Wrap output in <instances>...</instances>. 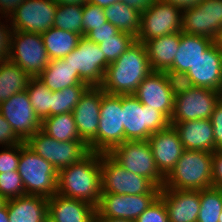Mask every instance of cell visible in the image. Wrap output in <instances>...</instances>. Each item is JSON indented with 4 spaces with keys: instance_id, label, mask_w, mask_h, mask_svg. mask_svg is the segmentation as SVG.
<instances>
[{
    "instance_id": "obj_33",
    "label": "cell",
    "mask_w": 222,
    "mask_h": 222,
    "mask_svg": "<svg viewBox=\"0 0 222 222\" xmlns=\"http://www.w3.org/2000/svg\"><path fill=\"white\" fill-rule=\"evenodd\" d=\"M26 91L38 118L42 121L51 117L52 91L37 77H31Z\"/></svg>"
},
{
    "instance_id": "obj_18",
    "label": "cell",
    "mask_w": 222,
    "mask_h": 222,
    "mask_svg": "<svg viewBox=\"0 0 222 222\" xmlns=\"http://www.w3.org/2000/svg\"><path fill=\"white\" fill-rule=\"evenodd\" d=\"M104 94L100 86H89L72 112L77 132L87 146L97 136L101 99Z\"/></svg>"
},
{
    "instance_id": "obj_49",
    "label": "cell",
    "mask_w": 222,
    "mask_h": 222,
    "mask_svg": "<svg viewBox=\"0 0 222 222\" xmlns=\"http://www.w3.org/2000/svg\"><path fill=\"white\" fill-rule=\"evenodd\" d=\"M129 7L137 9L139 12H144L148 7L153 5L158 0H121Z\"/></svg>"
},
{
    "instance_id": "obj_44",
    "label": "cell",
    "mask_w": 222,
    "mask_h": 222,
    "mask_svg": "<svg viewBox=\"0 0 222 222\" xmlns=\"http://www.w3.org/2000/svg\"><path fill=\"white\" fill-rule=\"evenodd\" d=\"M214 131L215 151L222 150V104L217 103L210 118Z\"/></svg>"
},
{
    "instance_id": "obj_2",
    "label": "cell",
    "mask_w": 222,
    "mask_h": 222,
    "mask_svg": "<svg viewBox=\"0 0 222 222\" xmlns=\"http://www.w3.org/2000/svg\"><path fill=\"white\" fill-rule=\"evenodd\" d=\"M58 194L97 207L101 190V153L90 151L73 165L58 172Z\"/></svg>"
},
{
    "instance_id": "obj_20",
    "label": "cell",
    "mask_w": 222,
    "mask_h": 222,
    "mask_svg": "<svg viewBox=\"0 0 222 222\" xmlns=\"http://www.w3.org/2000/svg\"><path fill=\"white\" fill-rule=\"evenodd\" d=\"M159 172L166 177L184 152L183 143L172 125L153 133L147 140Z\"/></svg>"
},
{
    "instance_id": "obj_47",
    "label": "cell",
    "mask_w": 222,
    "mask_h": 222,
    "mask_svg": "<svg viewBox=\"0 0 222 222\" xmlns=\"http://www.w3.org/2000/svg\"><path fill=\"white\" fill-rule=\"evenodd\" d=\"M212 187L222 190V150L212 153Z\"/></svg>"
},
{
    "instance_id": "obj_58",
    "label": "cell",
    "mask_w": 222,
    "mask_h": 222,
    "mask_svg": "<svg viewBox=\"0 0 222 222\" xmlns=\"http://www.w3.org/2000/svg\"><path fill=\"white\" fill-rule=\"evenodd\" d=\"M218 222H222V211H221V213H220V215H219Z\"/></svg>"
},
{
    "instance_id": "obj_51",
    "label": "cell",
    "mask_w": 222,
    "mask_h": 222,
    "mask_svg": "<svg viewBox=\"0 0 222 222\" xmlns=\"http://www.w3.org/2000/svg\"><path fill=\"white\" fill-rule=\"evenodd\" d=\"M121 0H88V3L97 5L101 8L108 7L116 2H120Z\"/></svg>"
},
{
    "instance_id": "obj_45",
    "label": "cell",
    "mask_w": 222,
    "mask_h": 222,
    "mask_svg": "<svg viewBox=\"0 0 222 222\" xmlns=\"http://www.w3.org/2000/svg\"><path fill=\"white\" fill-rule=\"evenodd\" d=\"M22 142L14 133L11 128V125L0 113V145L3 148L4 146H13L17 143Z\"/></svg>"
},
{
    "instance_id": "obj_6",
    "label": "cell",
    "mask_w": 222,
    "mask_h": 222,
    "mask_svg": "<svg viewBox=\"0 0 222 222\" xmlns=\"http://www.w3.org/2000/svg\"><path fill=\"white\" fill-rule=\"evenodd\" d=\"M101 190L111 194H160L157 187L146 177L132 173L118 164L108 153H101Z\"/></svg>"
},
{
    "instance_id": "obj_35",
    "label": "cell",
    "mask_w": 222,
    "mask_h": 222,
    "mask_svg": "<svg viewBox=\"0 0 222 222\" xmlns=\"http://www.w3.org/2000/svg\"><path fill=\"white\" fill-rule=\"evenodd\" d=\"M88 85H72L61 91H52L51 116L73 112Z\"/></svg>"
},
{
    "instance_id": "obj_28",
    "label": "cell",
    "mask_w": 222,
    "mask_h": 222,
    "mask_svg": "<svg viewBox=\"0 0 222 222\" xmlns=\"http://www.w3.org/2000/svg\"><path fill=\"white\" fill-rule=\"evenodd\" d=\"M51 91H61L72 85H87L77 71L64 59L50 60L47 67L37 76Z\"/></svg>"
},
{
    "instance_id": "obj_56",
    "label": "cell",
    "mask_w": 222,
    "mask_h": 222,
    "mask_svg": "<svg viewBox=\"0 0 222 222\" xmlns=\"http://www.w3.org/2000/svg\"><path fill=\"white\" fill-rule=\"evenodd\" d=\"M216 42L218 43L220 49L222 50V31L219 34V38L216 40Z\"/></svg>"
},
{
    "instance_id": "obj_43",
    "label": "cell",
    "mask_w": 222,
    "mask_h": 222,
    "mask_svg": "<svg viewBox=\"0 0 222 222\" xmlns=\"http://www.w3.org/2000/svg\"><path fill=\"white\" fill-rule=\"evenodd\" d=\"M118 32L119 30L114 25L106 22L91 30L85 37L94 43L100 44L107 38H113Z\"/></svg>"
},
{
    "instance_id": "obj_32",
    "label": "cell",
    "mask_w": 222,
    "mask_h": 222,
    "mask_svg": "<svg viewBox=\"0 0 222 222\" xmlns=\"http://www.w3.org/2000/svg\"><path fill=\"white\" fill-rule=\"evenodd\" d=\"M41 130L59 142L81 140L72 112L43 119Z\"/></svg>"
},
{
    "instance_id": "obj_25",
    "label": "cell",
    "mask_w": 222,
    "mask_h": 222,
    "mask_svg": "<svg viewBox=\"0 0 222 222\" xmlns=\"http://www.w3.org/2000/svg\"><path fill=\"white\" fill-rule=\"evenodd\" d=\"M9 222H47L48 198L24 195L6 201Z\"/></svg>"
},
{
    "instance_id": "obj_5",
    "label": "cell",
    "mask_w": 222,
    "mask_h": 222,
    "mask_svg": "<svg viewBox=\"0 0 222 222\" xmlns=\"http://www.w3.org/2000/svg\"><path fill=\"white\" fill-rule=\"evenodd\" d=\"M124 141H147L170 121L155 108L142 104L133 94L122 95Z\"/></svg>"
},
{
    "instance_id": "obj_53",
    "label": "cell",
    "mask_w": 222,
    "mask_h": 222,
    "mask_svg": "<svg viewBox=\"0 0 222 222\" xmlns=\"http://www.w3.org/2000/svg\"><path fill=\"white\" fill-rule=\"evenodd\" d=\"M94 222H135V221L127 220V219H118V218H104L96 214L94 218Z\"/></svg>"
},
{
    "instance_id": "obj_4",
    "label": "cell",
    "mask_w": 222,
    "mask_h": 222,
    "mask_svg": "<svg viewBox=\"0 0 222 222\" xmlns=\"http://www.w3.org/2000/svg\"><path fill=\"white\" fill-rule=\"evenodd\" d=\"M17 170L22 178L26 195L50 198L58 193V171L23 141L20 142Z\"/></svg>"
},
{
    "instance_id": "obj_13",
    "label": "cell",
    "mask_w": 222,
    "mask_h": 222,
    "mask_svg": "<svg viewBox=\"0 0 222 222\" xmlns=\"http://www.w3.org/2000/svg\"><path fill=\"white\" fill-rule=\"evenodd\" d=\"M222 31V0H203L182 11L181 32L216 41Z\"/></svg>"
},
{
    "instance_id": "obj_24",
    "label": "cell",
    "mask_w": 222,
    "mask_h": 222,
    "mask_svg": "<svg viewBox=\"0 0 222 222\" xmlns=\"http://www.w3.org/2000/svg\"><path fill=\"white\" fill-rule=\"evenodd\" d=\"M179 135L185 150L215 151V140L210 119L178 122L172 125Z\"/></svg>"
},
{
    "instance_id": "obj_1",
    "label": "cell",
    "mask_w": 222,
    "mask_h": 222,
    "mask_svg": "<svg viewBox=\"0 0 222 222\" xmlns=\"http://www.w3.org/2000/svg\"><path fill=\"white\" fill-rule=\"evenodd\" d=\"M152 71L144 43L135 40L116 61L107 66L100 87L107 94H134Z\"/></svg>"
},
{
    "instance_id": "obj_14",
    "label": "cell",
    "mask_w": 222,
    "mask_h": 222,
    "mask_svg": "<svg viewBox=\"0 0 222 222\" xmlns=\"http://www.w3.org/2000/svg\"><path fill=\"white\" fill-rule=\"evenodd\" d=\"M57 4L53 0H26L9 17L13 30L42 34L54 25Z\"/></svg>"
},
{
    "instance_id": "obj_54",
    "label": "cell",
    "mask_w": 222,
    "mask_h": 222,
    "mask_svg": "<svg viewBox=\"0 0 222 222\" xmlns=\"http://www.w3.org/2000/svg\"><path fill=\"white\" fill-rule=\"evenodd\" d=\"M0 222H9L7 204L0 207Z\"/></svg>"
},
{
    "instance_id": "obj_22",
    "label": "cell",
    "mask_w": 222,
    "mask_h": 222,
    "mask_svg": "<svg viewBox=\"0 0 222 222\" xmlns=\"http://www.w3.org/2000/svg\"><path fill=\"white\" fill-rule=\"evenodd\" d=\"M194 87L217 91L222 79V50L215 41L186 72Z\"/></svg>"
},
{
    "instance_id": "obj_29",
    "label": "cell",
    "mask_w": 222,
    "mask_h": 222,
    "mask_svg": "<svg viewBox=\"0 0 222 222\" xmlns=\"http://www.w3.org/2000/svg\"><path fill=\"white\" fill-rule=\"evenodd\" d=\"M104 13L107 22L114 25L120 32L137 38L140 31L141 12L120 1L105 7Z\"/></svg>"
},
{
    "instance_id": "obj_16",
    "label": "cell",
    "mask_w": 222,
    "mask_h": 222,
    "mask_svg": "<svg viewBox=\"0 0 222 222\" xmlns=\"http://www.w3.org/2000/svg\"><path fill=\"white\" fill-rule=\"evenodd\" d=\"M0 113L11 125L15 135L23 142L41 129V120L36 115L26 90L0 103Z\"/></svg>"
},
{
    "instance_id": "obj_48",
    "label": "cell",
    "mask_w": 222,
    "mask_h": 222,
    "mask_svg": "<svg viewBox=\"0 0 222 222\" xmlns=\"http://www.w3.org/2000/svg\"><path fill=\"white\" fill-rule=\"evenodd\" d=\"M26 0H0L1 18H8Z\"/></svg>"
},
{
    "instance_id": "obj_50",
    "label": "cell",
    "mask_w": 222,
    "mask_h": 222,
    "mask_svg": "<svg viewBox=\"0 0 222 222\" xmlns=\"http://www.w3.org/2000/svg\"><path fill=\"white\" fill-rule=\"evenodd\" d=\"M160 1L172 4L183 11L185 9L199 5L203 0H160Z\"/></svg>"
},
{
    "instance_id": "obj_34",
    "label": "cell",
    "mask_w": 222,
    "mask_h": 222,
    "mask_svg": "<svg viewBox=\"0 0 222 222\" xmlns=\"http://www.w3.org/2000/svg\"><path fill=\"white\" fill-rule=\"evenodd\" d=\"M83 5H58L53 27L83 36Z\"/></svg>"
},
{
    "instance_id": "obj_26",
    "label": "cell",
    "mask_w": 222,
    "mask_h": 222,
    "mask_svg": "<svg viewBox=\"0 0 222 222\" xmlns=\"http://www.w3.org/2000/svg\"><path fill=\"white\" fill-rule=\"evenodd\" d=\"M180 44V32L156 37L144 43L153 71L169 69Z\"/></svg>"
},
{
    "instance_id": "obj_23",
    "label": "cell",
    "mask_w": 222,
    "mask_h": 222,
    "mask_svg": "<svg viewBox=\"0 0 222 222\" xmlns=\"http://www.w3.org/2000/svg\"><path fill=\"white\" fill-rule=\"evenodd\" d=\"M96 207L56 193L48 198L49 222H94Z\"/></svg>"
},
{
    "instance_id": "obj_27",
    "label": "cell",
    "mask_w": 222,
    "mask_h": 222,
    "mask_svg": "<svg viewBox=\"0 0 222 222\" xmlns=\"http://www.w3.org/2000/svg\"><path fill=\"white\" fill-rule=\"evenodd\" d=\"M214 42L210 38L180 32L178 51L169 69L187 72Z\"/></svg>"
},
{
    "instance_id": "obj_12",
    "label": "cell",
    "mask_w": 222,
    "mask_h": 222,
    "mask_svg": "<svg viewBox=\"0 0 222 222\" xmlns=\"http://www.w3.org/2000/svg\"><path fill=\"white\" fill-rule=\"evenodd\" d=\"M182 10L172 4L156 1L141 13L136 41L145 43L156 37L181 32Z\"/></svg>"
},
{
    "instance_id": "obj_40",
    "label": "cell",
    "mask_w": 222,
    "mask_h": 222,
    "mask_svg": "<svg viewBox=\"0 0 222 222\" xmlns=\"http://www.w3.org/2000/svg\"><path fill=\"white\" fill-rule=\"evenodd\" d=\"M83 36H86L91 30L107 22L104 8L87 3L83 5Z\"/></svg>"
},
{
    "instance_id": "obj_37",
    "label": "cell",
    "mask_w": 222,
    "mask_h": 222,
    "mask_svg": "<svg viewBox=\"0 0 222 222\" xmlns=\"http://www.w3.org/2000/svg\"><path fill=\"white\" fill-rule=\"evenodd\" d=\"M135 40L136 38L132 35L119 31L113 38H107L98 45L110 64L116 61Z\"/></svg>"
},
{
    "instance_id": "obj_55",
    "label": "cell",
    "mask_w": 222,
    "mask_h": 222,
    "mask_svg": "<svg viewBox=\"0 0 222 222\" xmlns=\"http://www.w3.org/2000/svg\"><path fill=\"white\" fill-rule=\"evenodd\" d=\"M217 94H218V102L222 104V79L219 88L217 90Z\"/></svg>"
},
{
    "instance_id": "obj_21",
    "label": "cell",
    "mask_w": 222,
    "mask_h": 222,
    "mask_svg": "<svg viewBox=\"0 0 222 222\" xmlns=\"http://www.w3.org/2000/svg\"><path fill=\"white\" fill-rule=\"evenodd\" d=\"M169 222H197L200 210V190L161 188Z\"/></svg>"
},
{
    "instance_id": "obj_31",
    "label": "cell",
    "mask_w": 222,
    "mask_h": 222,
    "mask_svg": "<svg viewBox=\"0 0 222 222\" xmlns=\"http://www.w3.org/2000/svg\"><path fill=\"white\" fill-rule=\"evenodd\" d=\"M31 77L8 59L0 62V103L26 90Z\"/></svg>"
},
{
    "instance_id": "obj_41",
    "label": "cell",
    "mask_w": 222,
    "mask_h": 222,
    "mask_svg": "<svg viewBox=\"0 0 222 222\" xmlns=\"http://www.w3.org/2000/svg\"><path fill=\"white\" fill-rule=\"evenodd\" d=\"M135 222H169L164 201L158 197Z\"/></svg>"
},
{
    "instance_id": "obj_42",
    "label": "cell",
    "mask_w": 222,
    "mask_h": 222,
    "mask_svg": "<svg viewBox=\"0 0 222 222\" xmlns=\"http://www.w3.org/2000/svg\"><path fill=\"white\" fill-rule=\"evenodd\" d=\"M20 158V143L13 146H5L0 151V173L12 172L18 169Z\"/></svg>"
},
{
    "instance_id": "obj_17",
    "label": "cell",
    "mask_w": 222,
    "mask_h": 222,
    "mask_svg": "<svg viewBox=\"0 0 222 222\" xmlns=\"http://www.w3.org/2000/svg\"><path fill=\"white\" fill-rule=\"evenodd\" d=\"M159 194H111L102 193L96 214L104 218H118L135 221L157 198Z\"/></svg>"
},
{
    "instance_id": "obj_15",
    "label": "cell",
    "mask_w": 222,
    "mask_h": 222,
    "mask_svg": "<svg viewBox=\"0 0 222 222\" xmlns=\"http://www.w3.org/2000/svg\"><path fill=\"white\" fill-rule=\"evenodd\" d=\"M217 103V91L193 87L190 91L174 97V111L170 125L197 119H210Z\"/></svg>"
},
{
    "instance_id": "obj_9",
    "label": "cell",
    "mask_w": 222,
    "mask_h": 222,
    "mask_svg": "<svg viewBox=\"0 0 222 222\" xmlns=\"http://www.w3.org/2000/svg\"><path fill=\"white\" fill-rule=\"evenodd\" d=\"M126 170L164 186L165 177L159 172L148 141H124L108 153Z\"/></svg>"
},
{
    "instance_id": "obj_11",
    "label": "cell",
    "mask_w": 222,
    "mask_h": 222,
    "mask_svg": "<svg viewBox=\"0 0 222 222\" xmlns=\"http://www.w3.org/2000/svg\"><path fill=\"white\" fill-rule=\"evenodd\" d=\"M63 59L88 86H101L109 63L97 43L82 36L78 46Z\"/></svg>"
},
{
    "instance_id": "obj_36",
    "label": "cell",
    "mask_w": 222,
    "mask_h": 222,
    "mask_svg": "<svg viewBox=\"0 0 222 222\" xmlns=\"http://www.w3.org/2000/svg\"><path fill=\"white\" fill-rule=\"evenodd\" d=\"M222 211V190L214 187L200 190L197 222H218Z\"/></svg>"
},
{
    "instance_id": "obj_8",
    "label": "cell",
    "mask_w": 222,
    "mask_h": 222,
    "mask_svg": "<svg viewBox=\"0 0 222 222\" xmlns=\"http://www.w3.org/2000/svg\"><path fill=\"white\" fill-rule=\"evenodd\" d=\"M25 143L32 151L51 163L58 172L80 161L90 152L82 140L59 142L41 129Z\"/></svg>"
},
{
    "instance_id": "obj_38",
    "label": "cell",
    "mask_w": 222,
    "mask_h": 222,
    "mask_svg": "<svg viewBox=\"0 0 222 222\" xmlns=\"http://www.w3.org/2000/svg\"><path fill=\"white\" fill-rule=\"evenodd\" d=\"M0 194L6 200L26 195L18 170L0 173Z\"/></svg>"
},
{
    "instance_id": "obj_10",
    "label": "cell",
    "mask_w": 222,
    "mask_h": 222,
    "mask_svg": "<svg viewBox=\"0 0 222 222\" xmlns=\"http://www.w3.org/2000/svg\"><path fill=\"white\" fill-rule=\"evenodd\" d=\"M7 59L30 77H37L50 62L41 34L19 30L12 31Z\"/></svg>"
},
{
    "instance_id": "obj_19",
    "label": "cell",
    "mask_w": 222,
    "mask_h": 222,
    "mask_svg": "<svg viewBox=\"0 0 222 222\" xmlns=\"http://www.w3.org/2000/svg\"><path fill=\"white\" fill-rule=\"evenodd\" d=\"M142 104L160 111L169 121L174 111V96L163 71H152L133 94Z\"/></svg>"
},
{
    "instance_id": "obj_3",
    "label": "cell",
    "mask_w": 222,
    "mask_h": 222,
    "mask_svg": "<svg viewBox=\"0 0 222 222\" xmlns=\"http://www.w3.org/2000/svg\"><path fill=\"white\" fill-rule=\"evenodd\" d=\"M165 188L203 190L212 187V152L184 150L165 177Z\"/></svg>"
},
{
    "instance_id": "obj_52",
    "label": "cell",
    "mask_w": 222,
    "mask_h": 222,
    "mask_svg": "<svg viewBox=\"0 0 222 222\" xmlns=\"http://www.w3.org/2000/svg\"><path fill=\"white\" fill-rule=\"evenodd\" d=\"M58 5H85L88 0H53Z\"/></svg>"
},
{
    "instance_id": "obj_30",
    "label": "cell",
    "mask_w": 222,
    "mask_h": 222,
    "mask_svg": "<svg viewBox=\"0 0 222 222\" xmlns=\"http://www.w3.org/2000/svg\"><path fill=\"white\" fill-rule=\"evenodd\" d=\"M50 60L63 59L77 46L82 35L51 27L41 34Z\"/></svg>"
},
{
    "instance_id": "obj_7",
    "label": "cell",
    "mask_w": 222,
    "mask_h": 222,
    "mask_svg": "<svg viewBox=\"0 0 222 222\" xmlns=\"http://www.w3.org/2000/svg\"><path fill=\"white\" fill-rule=\"evenodd\" d=\"M123 142L122 95L105 93L101 99L97 136L88 145L89 151L109 153Z\"/></svg>"
},
{
    "instance_id": "obj_57",
    "label": "cell",
    "mask_w": 222,
    "mask_h": 222,
    "mask_svg": "<svg viewBox=\"0 0 222 222\" xmlns=\"http://www.w3.org/2000/svg\"><path fill=\"white\" fill-rule=\"evenodd\" d=\"M6 199L0 194V207L6 204Z\"/></svg>"
},
{
    "instance_id": "obj_46",
    "label": "cell",
    "mask_w": 222,
    "mask_h": 222,
    "mask_svg": "<svg viewBox=\"0 0 222 222\" xmlns=\"http://www.w3.org/2000/svg\"><path fill=\"white\" fill-rule=\"evenodd\" d=\"M0 21V62L7 60L10 52L11 35L13 29Z\"/></svg>"
},
{
    "instance_id": "obj_39",
    "label": "cell",
    "mask_w": 222,
    "mask_h": 222,
    "mask_svg": "<svg viewBox=\"0 0 222 222\" xmlns=\"http://www.w3.org/2000/svg\"><path fill=\"white\" fill-rule=\"evenodd\" d=\"M163 73L166 76L169 89L174 97L186 93L194 87L192 79L186 72L165 69Z\"/></svg>"
}]
</instances>
